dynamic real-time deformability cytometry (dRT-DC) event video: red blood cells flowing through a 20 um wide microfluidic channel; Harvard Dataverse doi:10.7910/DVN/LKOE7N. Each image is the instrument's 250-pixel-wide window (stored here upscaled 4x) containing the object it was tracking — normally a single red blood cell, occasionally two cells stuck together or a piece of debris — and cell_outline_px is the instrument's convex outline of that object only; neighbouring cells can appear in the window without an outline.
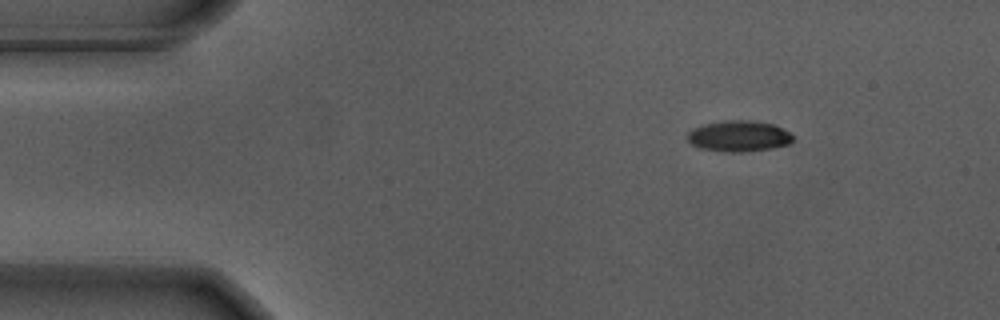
{"species": "Egyptian fruit bat (a non-hibernating species)", "species_latin": "Rousettus aegyptiacus", "temperature_condition": "warm", "stored_images_in_passage": 9, "camera_frame_rate_fps": 3000, "um_per_image_px": 0.085, "animal": {"sex": "male"}, "frame": {"image": 1, "passage_image": 1, "time_ms": 0.0, "image_size_px": [1000, 320], "cell_outline_px": [[792, 140], [788, 144], [768, 148], [740, 152], [724, 152], [700, 148], [692, 144], [688, 140], [688, 132], [692, 128], [704, 124], [724, 120], [752, 120], [772, 124], [788, 132], [792, 136]], "centroid_in_image_um": [62.74, 11.56], "position_along_channel_um": 22.3, "area_um2": 18.79}}